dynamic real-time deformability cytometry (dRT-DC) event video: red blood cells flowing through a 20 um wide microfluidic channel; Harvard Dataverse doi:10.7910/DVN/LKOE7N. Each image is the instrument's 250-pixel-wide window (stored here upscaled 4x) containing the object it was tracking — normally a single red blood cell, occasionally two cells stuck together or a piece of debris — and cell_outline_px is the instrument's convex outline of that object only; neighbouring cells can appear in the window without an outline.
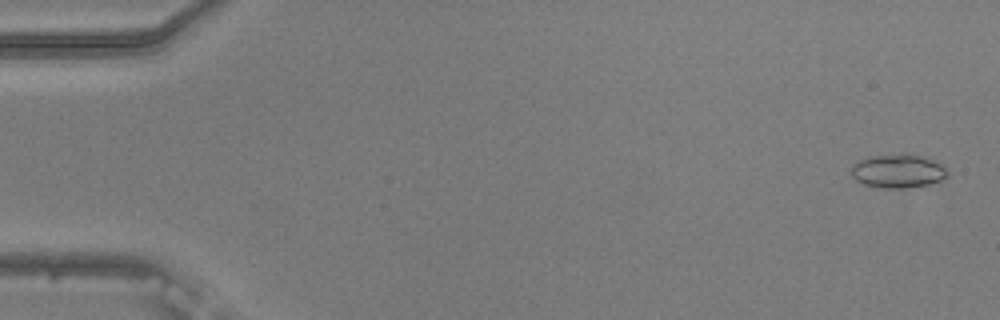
{"species": "common noctule bat (a hibernating species)", "species_latin": "Nyctalus noctula", "temperature_condition": "warm", "stored_images_in_passage": 54, "camera_frame_rate_fps": 3000, "um_per_image_px": 0.085, "animal": {"sex": "male", "body_mass_g": 20.5, "forearm_length_mm": 52.5}, "frame": {"image": 1, "passage_image": 2, "time_ms": 0.333, "image_size_px": [1000, 320], "cell_outline_px": [[948, 176], [940, 180], [928, 184], [904, 188], [880, 188], [864, 184], [856, 180], [852, 176], [852, 164], [860, 160], [872, 156], [920, 156], [932, 160], [940, 164], [948, 172]], "centroid_in_image_um": [76.3, 14.58], "position_along_channel_um": 8.7, "area_um2": 18.15}}
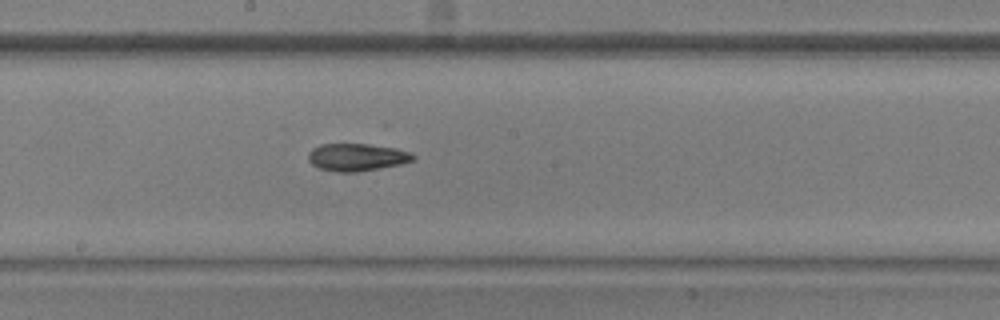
{"frame": {"image": 2, "passage_image": 30, "time_ms": 9.667, "image_size_px": [1000, 320], "cell_outline_px": [[416, 160], [400, 164], [356, 172], [340, 172], [320, 168], [312, 164], [308, 160], [308, 152], [312, 148], [320, 144], [368, 144], [396, 148], [412, 152], [416, 156]], "centroid_in_image_um": [30.35, 13.35], "position_along_channel_um": 217.8, "area_um2": 16.82}}
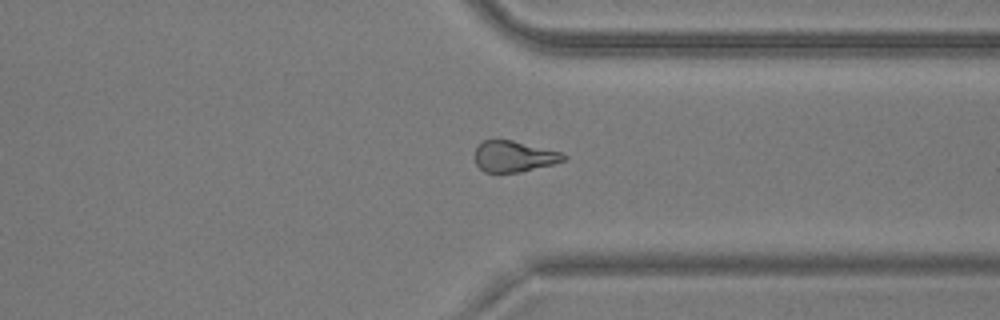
{"frame": {"image": 3, "passage_image": 42, "time_ms": 13.667, "image_size_px": [1000, 320], "cell_outline_px": [[568, 160], [520, 172], [484, 172], [476, 164], [476, 148], [484, 140], [512, 140], [560, 152], [568, 156]], "centroid_in_image_um": [43.71, 13.3], "position_along_channel_um": 367.7, "area_um2": 15.84}}